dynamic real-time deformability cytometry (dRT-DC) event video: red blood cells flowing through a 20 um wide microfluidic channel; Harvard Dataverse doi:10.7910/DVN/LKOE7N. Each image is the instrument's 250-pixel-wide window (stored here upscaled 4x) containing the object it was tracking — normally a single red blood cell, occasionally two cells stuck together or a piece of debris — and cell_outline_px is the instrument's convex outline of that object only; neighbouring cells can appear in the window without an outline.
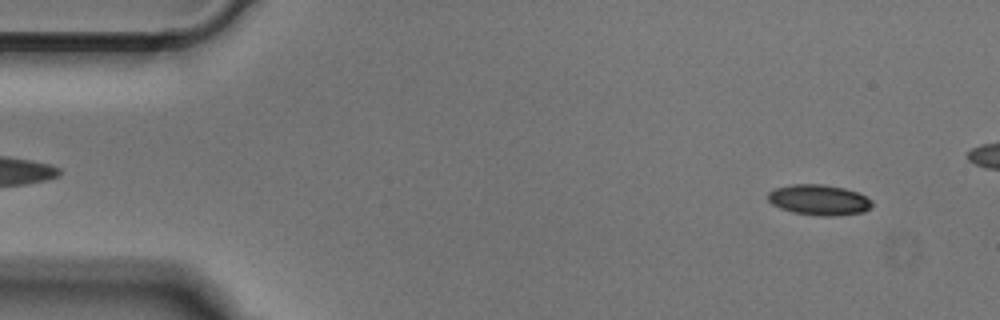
{"species": "Egyptian fruit bat (a non-hibernating species)", "species_latin": "Rousettus aegyptiacus", "temperature_condition": "cold", "stored_images_in_passage": 45, "camera_frame_rate_fps": 3000, "um_per_image_px": 0.085, "animal": {"sex": "male"}, "frame": {"image": 1, "passage_image": 4, "time_ms": 1.0, "image_size_px": [1000, 320], "cell_outline_px": [[872, 204], [864, 212], [836, 216], [820, 216], [792, 212], [780, 208], [772, 204], [768, 200], [768, 192], [776, 188], [792, 184], [824, 184], [844, 188], [856, 192], [872, 200]], "centroid_in_image_um": [69.6, 16.99], "position_along_channel_um": 15.4, "area_um2": 18.5}}
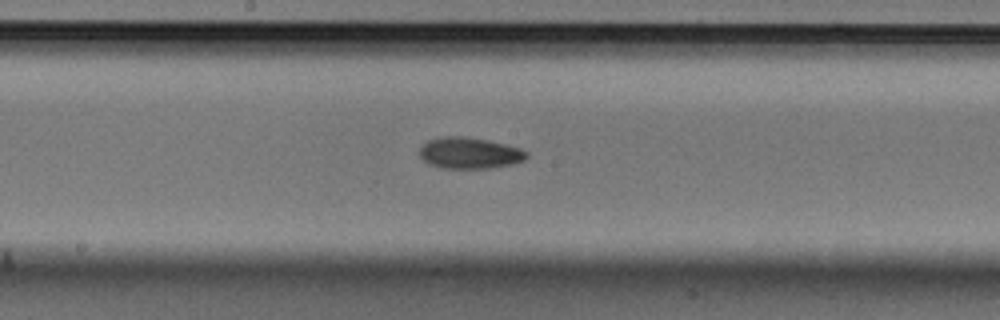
{"frame": {"image": 2, "passage_image": 26, "time_ms": 8.333, "image_size_px": [1000, 320], "cell_outline_px": [[528, 156], [524, 160], [512, 164], [492, 168], [440, 168], [428, 164], [420, 156], [420, 144], [428, 140], [440, 136], [464, 136], [488, 140], [520, 148], [528, 152]], "centroid_in_image_um": [39.88, 13.0], "position_along_channel_um": 208.3, "area_um2": 19.71}}
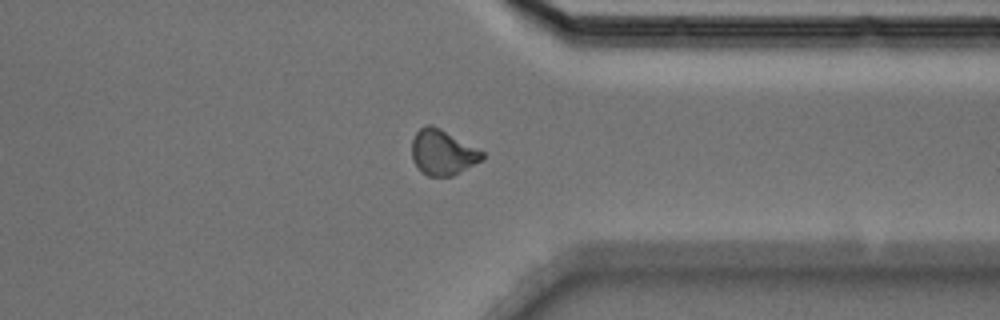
{"frame": {"image": 3, "passage_image": 39, "time_ms": 12.667, "image_size_px": [1000, 320], "cell_outline_px": [[484, 160], [452, 176], [428, 176], [412, 160], [412, 136], [424, 124], [432, 124], [440, 128], [484, 152]], "centroid_in_image_um": [37.62, 12.94], "position_along_channel_um": 373.8, "area_um2": 18.55}}